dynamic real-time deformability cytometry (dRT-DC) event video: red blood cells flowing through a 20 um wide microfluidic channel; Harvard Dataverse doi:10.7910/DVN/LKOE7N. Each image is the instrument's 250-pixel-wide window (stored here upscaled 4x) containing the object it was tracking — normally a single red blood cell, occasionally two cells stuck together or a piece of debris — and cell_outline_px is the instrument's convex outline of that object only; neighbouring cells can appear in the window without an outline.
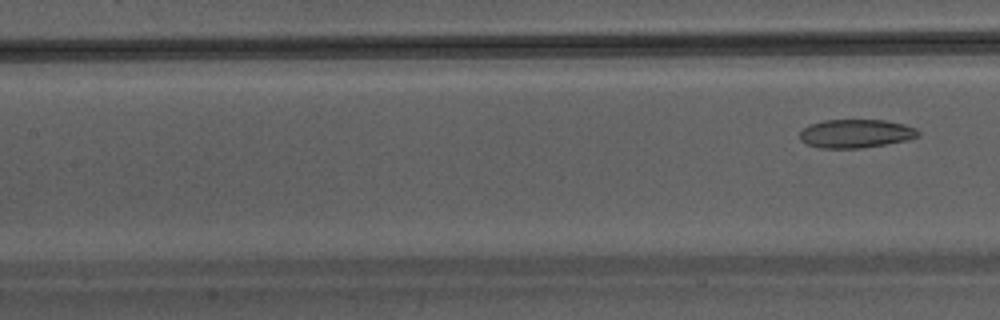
{"species": "Egyptian fruit bat (a non-hibernating species)", "species_latin": "Rousettus aegyptiacus", "temperature_condition": "warm", "stored_images_in_passage": 5, "camera_frame_rate_fps": 3000, "um_per_image_px": 0.085, "animal": {"sex": "male"}, "frame": {"image": 1, "passage_image": 5, "time_ms": 1.333, "image_size_px": [1000, 320], "cell_outline_px": [[920, 136], [908, 140], [860, 148], [820, 148], [808, 144], [800, 140], [800, 132], [808, 124], [824, 120], [884, 120], [904, 124], [916, 128], [920, 132]], "centroid_in_image_um": [72.75, 11.35], "position_along_channel_um": 134.6, "area_um2": 19.71}}